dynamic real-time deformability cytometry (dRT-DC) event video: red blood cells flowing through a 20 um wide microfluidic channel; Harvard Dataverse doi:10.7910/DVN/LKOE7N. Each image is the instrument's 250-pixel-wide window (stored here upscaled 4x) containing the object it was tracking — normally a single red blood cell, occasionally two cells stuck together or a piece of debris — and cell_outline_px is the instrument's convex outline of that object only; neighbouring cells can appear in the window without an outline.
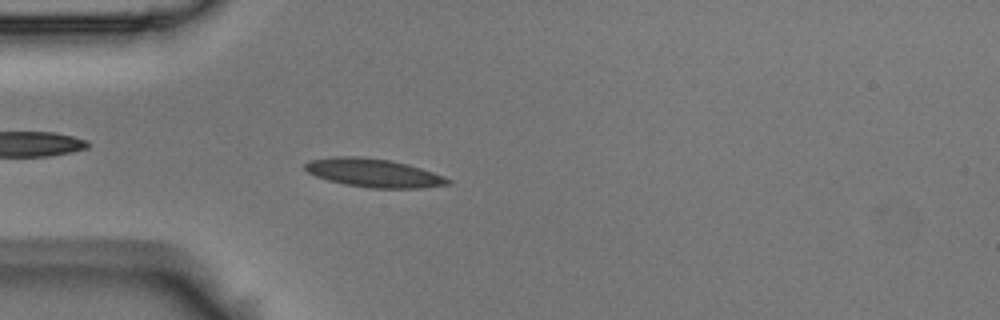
{"species": "Egyptian fruit bat (a non-hibernating species)", "species_latin": "Rousettus aegyptiacus", "temperature_condition": "room temperature", "stored_images_in_passage": 20, "camera_frame_rate_fps": 3000, "um_per_image_px": 0.085, "animal": {"sex": "male"}, "frame": {"image": 1, "passage_image": 15, "time_ms": 4.667, "image_size_px": [1000, 320], "cell_outline_px": [[452, 184], [420, 188], [372, 188], [344, 184], [328, 180], [316, 176], [308, 172], [304, 168], [304, 164], [308, 160], [336, 156], [364, 156], [388, 160], [408, 164], [444, 176], [452, 180]], "centroid_in_image_um": [31.75, 14.69], "position_along_channel_um": 53.2, "area_um2": 23.76}}
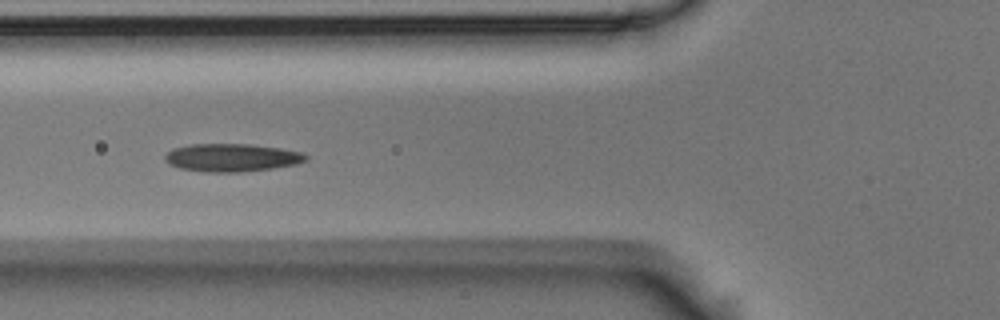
{"frame": {"image": 2, "passage_image": 20, "time_ms": 6.333, "image_size_px": [1000, 320], "cell_outline_px": [[308, 160], [296, 164], [272, 168], [240, 172], [204, 172], [180, 168], [168, 164], [164, 160], [164, 156], [172, 148], [188, 144], [252, 144], [280, 148], [304, 152], [308, 156]], "centroid_in_image_um": [19.69, 13.39], "position_along_channel_um": 106.1, "area_um2": 23.18}}